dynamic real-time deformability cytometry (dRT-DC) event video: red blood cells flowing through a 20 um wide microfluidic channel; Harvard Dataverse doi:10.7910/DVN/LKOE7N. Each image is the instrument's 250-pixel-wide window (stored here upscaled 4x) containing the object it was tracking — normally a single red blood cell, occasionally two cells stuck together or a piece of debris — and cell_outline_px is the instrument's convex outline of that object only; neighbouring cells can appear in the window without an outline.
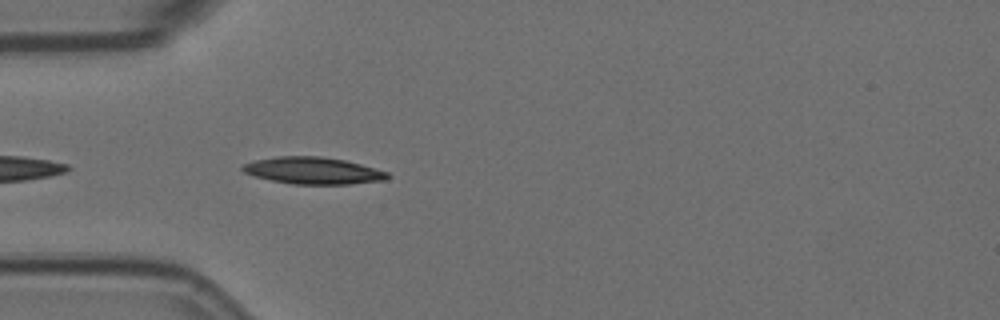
{"species": "Egyptian fruit bat (a non-hibernating species)", "species_latin": "Rousettus aegyptiacus", "temperature_condition": "room temperature", "stored_images_in_passage": 4, "camera_frame_rate_fps": 3000, "um_per_image_px": 0.085, "animal": {"sex": "female"}, "frame": {"image": 1, "passage_image": 4, "time_ms": 1.0, "image_size_px": [1000, 320], "cell_outline_px": [[392, 176], [388, 180], [348, 184], [292, 184], [272, 180], [256, 176], [244, 172], [240, 168], [240, 164], [256, 160], [276, 156], [320, 156], [344, 160], [360, 164], [388, 172]], "centroid_in_image_um": [26.62, 14.5], "position_along_channel_um": 58.4, "area_um2": 22.77}}